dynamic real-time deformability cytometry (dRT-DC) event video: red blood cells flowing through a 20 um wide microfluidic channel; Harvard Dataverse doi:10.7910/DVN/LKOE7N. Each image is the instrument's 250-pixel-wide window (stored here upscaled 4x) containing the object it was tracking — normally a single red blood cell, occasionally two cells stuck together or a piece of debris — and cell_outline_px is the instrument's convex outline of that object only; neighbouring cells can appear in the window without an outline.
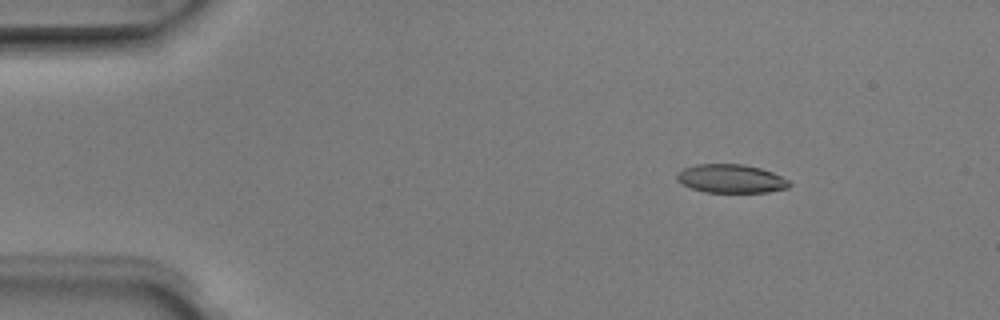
{"species": "Egyptian fruit bat (a non-hibernating species)", "species_latin": "Rousettus aegyptiacus", "temperature_condition": "room temperature", "stored_images_in_passage": 2, "camera_frame_rate_fps": 3000, "um_per_image_px": 0.085, "animal": {"sex": "male"}, "frame": {"image": 1, "passage_image": 1, "time_ms": 0.0, "image_size_px": [1000, 320], "cell_outline_px": [[792, 184], [788, 188], [768, 192], [704, 192], [692, 188], [676, 180], [676, 172], [684, 168], [696, 164], [744, 164], [760, 168], [772, 172], [788, 180]], "centroid_in_image_um": [62.12, 15.18], "position_along_channel_um": 22.9, "area_um2": 18.73}}